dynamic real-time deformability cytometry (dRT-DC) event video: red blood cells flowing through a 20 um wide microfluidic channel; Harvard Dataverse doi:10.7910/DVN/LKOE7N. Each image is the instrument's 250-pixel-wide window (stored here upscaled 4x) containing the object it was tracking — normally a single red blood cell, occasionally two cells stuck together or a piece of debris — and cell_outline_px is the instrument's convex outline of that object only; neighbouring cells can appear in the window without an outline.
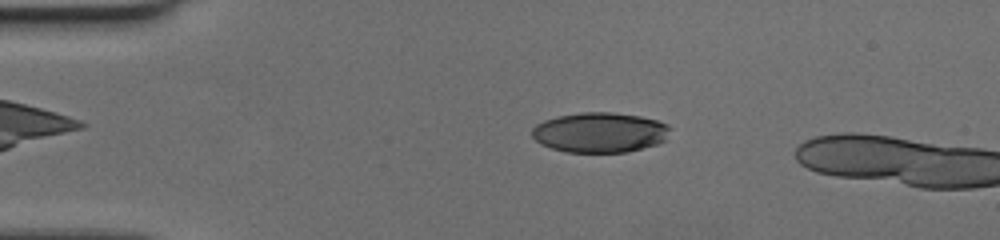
{"species": "human", "species_latin": "Homo sapiens", "temperature_condition": "cold", "stored_images_in_passage": 17, "camera_frame_rate_fps": 3000, "um_per_image_px": 0.085, "donor": {"sex": "female"}, "frame": {"image": 1, "passage_image": 12, "time_ms": 3.667, "image_size_px": [1000, 240], "cell_outline_px": [[672, 128], [664, 140], [656, 144], [628, 152], [564, 152], [540, 144], [532, 136], [532, 128], [536, 124], [544, 120], [556, 116], [580, 112], [612, 112], [640, 116], [656, 120], [668, 124]], "centroid_in_image_um": [50.97, 11.25], "position_along_channel_um": 34.0, "area_um2": 32.43}}